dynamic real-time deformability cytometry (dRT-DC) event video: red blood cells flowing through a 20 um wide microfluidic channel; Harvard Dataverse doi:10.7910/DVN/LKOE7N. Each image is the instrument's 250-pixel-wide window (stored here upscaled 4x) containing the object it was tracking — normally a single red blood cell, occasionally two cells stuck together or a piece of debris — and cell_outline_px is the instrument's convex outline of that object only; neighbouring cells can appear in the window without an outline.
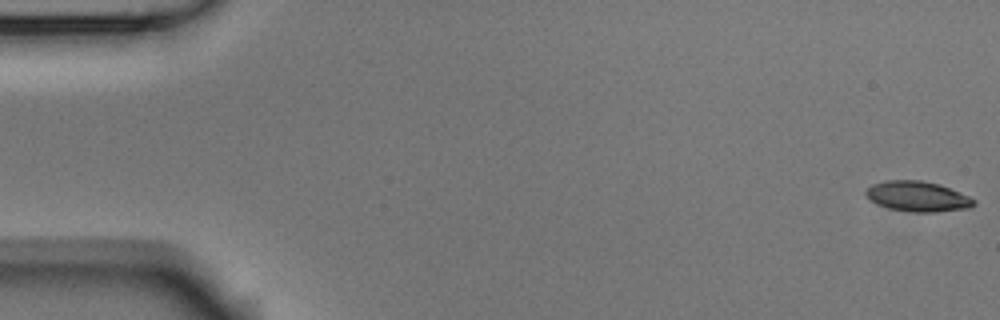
{"species": "Egyptian fruit bat (a non-hibernating species)", "species_latin": "Rousettus aegyptiacus", "temperature_condition": "room temperature", "stored_images_in_passage": 4, "camera_frame_rate_fps": 3000, "um_per_image_px": 0.085, "animal": {"sex": "male"}, "frame": {"image": 1, "passage_image": 1, "time_ms": 0.0, "image_size_px": [1000, 320], "cell_outline_px": [[976, 204], [968, 208], [936, 212], [916, 212], [888, 208], [876, 204], [868, 200], [864, 192], [872, 184], [884, 180], [920, 180], [940, 184], [968, 196], [976, 200]], "centroid_in_image_um": [77.96, 16.69], "position_along_channel_um": 7.0, "area_um2": 19.13}}